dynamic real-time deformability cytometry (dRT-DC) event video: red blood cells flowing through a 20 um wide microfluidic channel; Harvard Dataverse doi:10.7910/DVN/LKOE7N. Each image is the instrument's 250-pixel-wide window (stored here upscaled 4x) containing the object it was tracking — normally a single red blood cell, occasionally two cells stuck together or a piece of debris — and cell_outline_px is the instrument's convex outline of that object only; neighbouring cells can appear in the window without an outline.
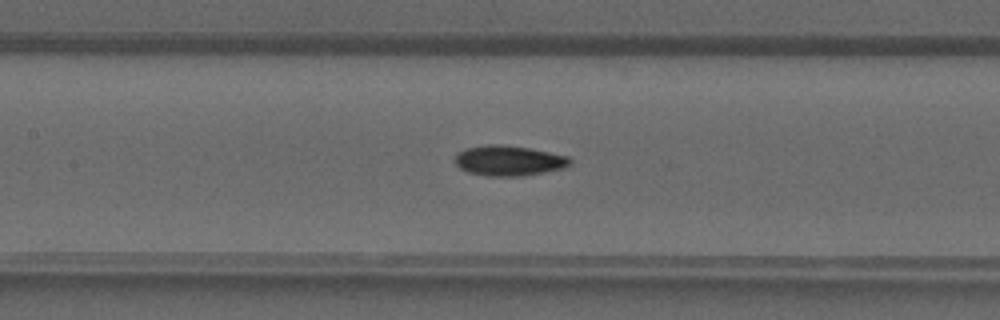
{"species": "common noctule bat (a hibernating species)", "species_latin": "Nyctalus noctula", "temperature_condition": "warm", "stored_images_in_passage": 37, "camera_frame_rate_fps": 3000, "um_per_image_px": 0.085, "animal": {"sex": "male", "forearm_length_mm": 52.5}, "frame": {"image": 1, "passage_image": 15, "time_ms": 4.667, "image_size_px": [1000, 320], "cell_outline_px": [[572, 164], [564, 168], [524, 176], [488, 176], [468, 172], [460, 168], [456, 164], [456, 156], [460, 152], [468, 148], [528, 148], [568, 156], [572, 160]], "centroid_in_image_um": [43.35, 13.73], "position_along_channel_um": 164.0, "area_um2": 19.07}}
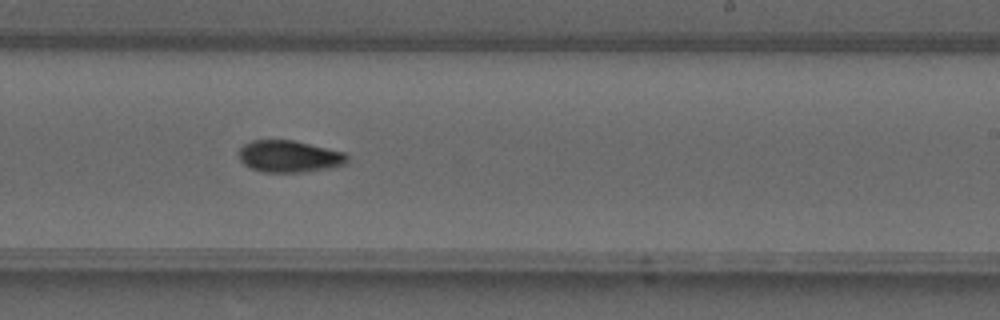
{"frame": {"image": 2, "passage_image": 21, "time_ms": 6.667, "image_size_px": [1000, 320], "cell_outline_px": [[348, 160], [344, 164], [332, 168], [304, 172], [264, 172], [252, 168], [244, 164], [240, 160], [240, 148], [244, 144], [252, 140], [292, 140], [344, 152], [348, 156]], "centroid_in_image_um": [24.6, 13.3], "position_along_channel_um": 264.4, "area_um2": 20.0}}
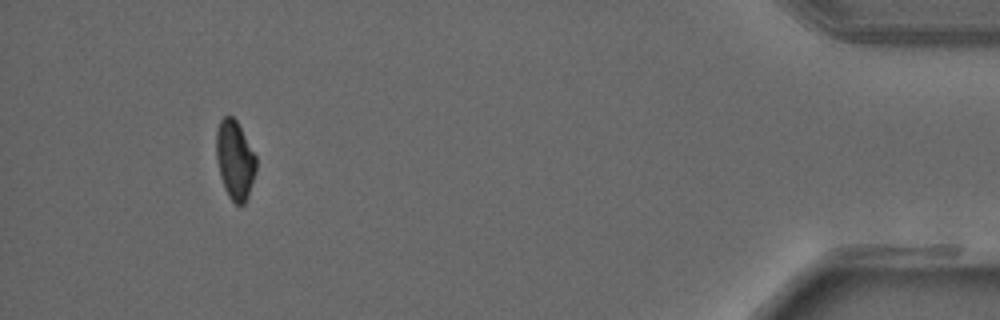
{"frame": {"image": 3, "passage_image": 34, "time_ms": 11.0, "image_size_px": [1000, 320], "cell_outline_px": [[256, 168], [248, 196], [244, 204], [236, 204], [228, 196], [224, 188], [220, 176], [216, 160], [216, 132], [220, 120], [224, 116], [232, 116], [236, 120], [256, 156]], "centroid_in_image_um": [19.95, 13.59], "position_along_channel_um": 415.3, "area_um2": 18.21}}